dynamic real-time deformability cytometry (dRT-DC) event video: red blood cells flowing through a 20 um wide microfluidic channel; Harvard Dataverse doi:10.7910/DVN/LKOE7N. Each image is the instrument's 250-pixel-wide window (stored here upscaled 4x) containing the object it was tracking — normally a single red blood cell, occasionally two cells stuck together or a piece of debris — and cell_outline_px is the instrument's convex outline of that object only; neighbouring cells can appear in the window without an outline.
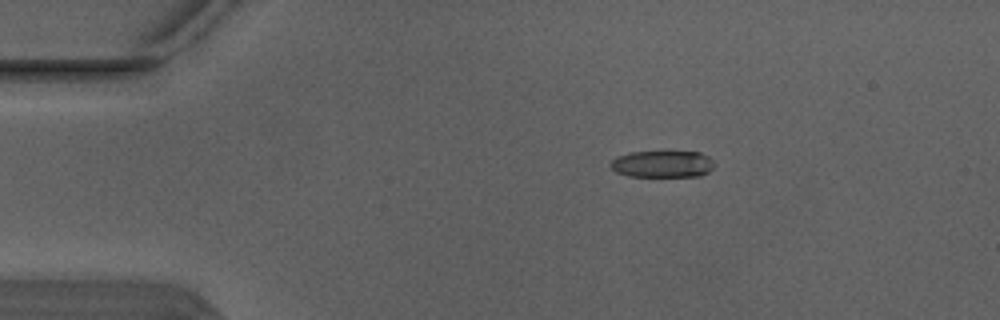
{"species": "Egyptian fruit bat (a non-hibernating species)", "species_latin": "Rousettus aegyptiacus", "temperature_condition": "warm", "stored_images_in_passage": 3, "camera_frame_rate_fps": 3000, "um_per_image_px": 0.085, "animal": {"sex": "male"}, "frame": {"image": 1, "passage_image": 1, "time_ms": 0.0, "image_size_px": [1000, 320], "cell_outline_px": [[712, 168], [708, 172], [700, 176], [628, 176], [616, 172], [612, 168], [612, 160], [616, 156], [628, 152], [664, 148], [700, 152], [708, 156], [712, 160]], "centroid_in_image_um": [56.3, 13.87], "position_along_channel_um": 28.7, "area_um2": 17.11}}
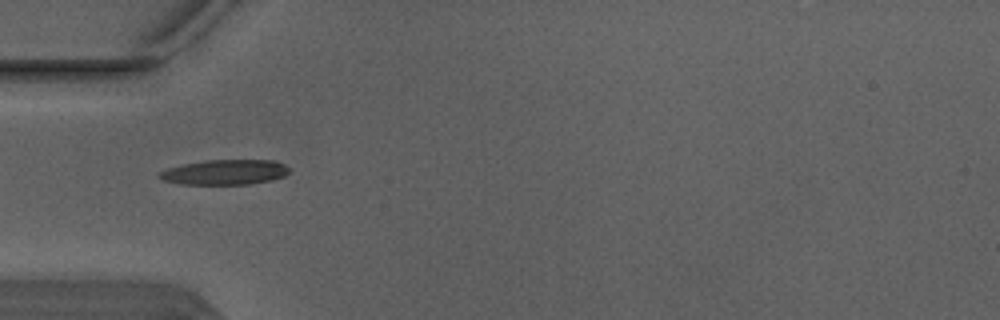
{"frame": {"image": 2, "passage_image": 3, "time_ms": 0.667, "image_size_px": [1000, 320], "cell_outline_px": [[288, 172], [284, 176], [272, 180], [252, 184], [180, 184], [164, 180], [156, 176], [160, 172], [168, 168], [184, 164], [204, 160], [272, 160], [284, 164], [288, 168]], "centroid_in_image_um": [19.11, 14.64], "position_along_channel_um": 65.9, "area_um2": 18.9}}